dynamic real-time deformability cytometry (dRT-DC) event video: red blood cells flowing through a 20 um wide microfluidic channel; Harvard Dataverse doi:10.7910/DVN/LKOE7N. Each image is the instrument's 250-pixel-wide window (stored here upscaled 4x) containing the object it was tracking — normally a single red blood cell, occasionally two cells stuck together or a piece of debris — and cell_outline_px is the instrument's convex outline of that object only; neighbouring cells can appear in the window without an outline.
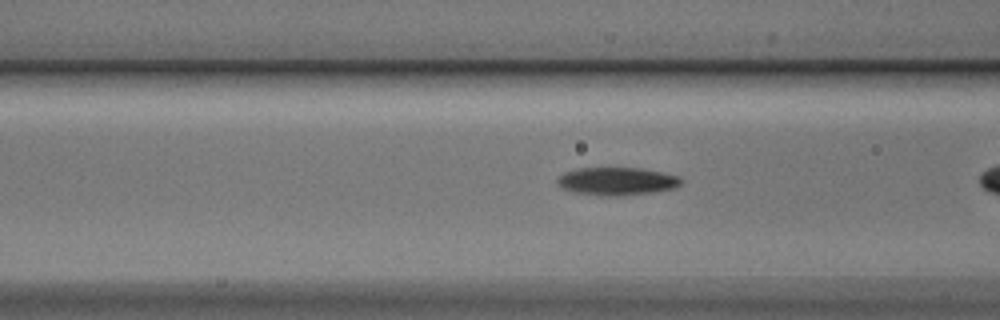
{"species": "Egyptian fruit bat (a non-hibernating species)", "species_latin": "Rousettus aegyptiacus", "temperature_condition": "cold", "stored_images_in_passage": 37, "camera_frame_rate_fps": 3000, "um_per_image_px": 0.085, "animal": {"sex": "male"}, "frame": {"image": 1, "passage_image": 16, "time_ms": 5.0, "image_size_px": [1000, 320], "cell_outline_px": [[684, 180], [676, 188], [652, 192], [620, 196], [600, 196], [576, 192], [560, 188], [556, 184], [556, 180], [564, 172], [580, 168], [640, 168], [680, 176]], "centroid_in_image_um": [52.43, 15.41], "position_along_channel_um": 114.2, "area_um2": 20.23}}